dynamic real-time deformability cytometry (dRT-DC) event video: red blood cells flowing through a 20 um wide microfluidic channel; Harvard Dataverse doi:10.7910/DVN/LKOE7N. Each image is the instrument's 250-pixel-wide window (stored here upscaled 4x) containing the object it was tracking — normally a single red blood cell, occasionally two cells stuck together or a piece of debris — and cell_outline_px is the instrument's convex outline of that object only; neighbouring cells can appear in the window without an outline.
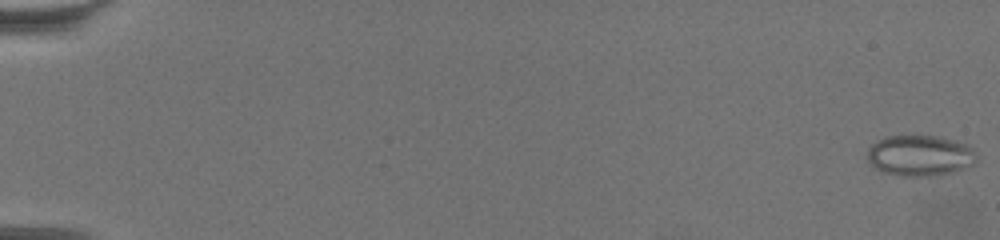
{"species": "common noctule bat (a hibernating species)", "species_latin": "Nyctalus noctula", "temperature_condition": "warm", "stored_images_in_passage": 63, "camera_frame_rate_fps": 3000, "um_per_image_px": 0.085, "animal": {"sex": "female", "body_mass_g": 19.5, "forearm_length_mm": 54.1}, "frame": {"image": 1, "passage_image": 1, "time_ms": 0.0, "image_size_px": [1000, 240], "cell_outline_px": [[976, 160], [972, 164], [948, 172], [928, 176], [900, 176], [884, 172], [872, 168], [868, 160], [868, 148], [872, 144], [888, 136], [940, 136], [972, 144], [976, 148]], "centroid_in_image_um": [78.21, 13.2], "position_along_channel_um": 6.8, "area_um2": 26.07}}
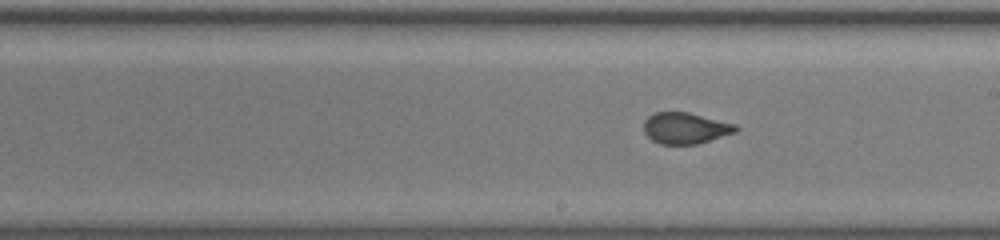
{"frame": {"image": 2, "passage_image": 38, "time_ms": 12.333, "image_size_px": [1000, 240], "cell_outline_px": [[740, 128], [736, 132], [696, 144], [660, 144], [652, 140], [644, 132], [644, 120], [648, 116], [656, 112], [688, 112], [736, 124]], "centroid_in_image_um": [58.26, 10.89], "position_along_channel_um": 230.7, "area_um2": 16.7}}
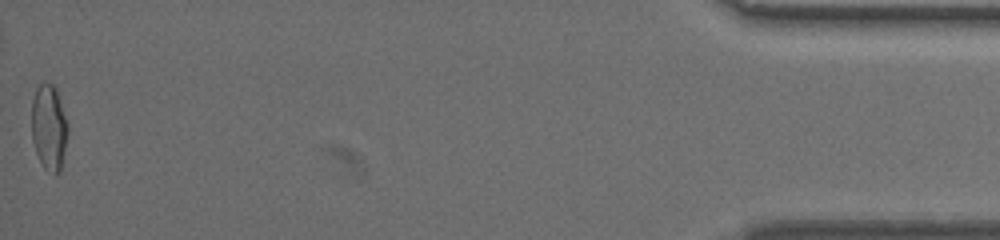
{"frame": {"image": 3, "passage_image": 63, "time_ms": 20.667, "image_size_px": [1000, 240], "cell_outline_px": [[68, 132], [60, 172], [56, 176], [44, 168], [36, 152], [32, 140], [32, 100], [36, 88], [44, 80], [52, 84], [56, 88], [68, 124]], "centroid_in_image_um": [4.16, 10.81], "position_along_channel_um": 431.0, "area_um2": 18.21}}